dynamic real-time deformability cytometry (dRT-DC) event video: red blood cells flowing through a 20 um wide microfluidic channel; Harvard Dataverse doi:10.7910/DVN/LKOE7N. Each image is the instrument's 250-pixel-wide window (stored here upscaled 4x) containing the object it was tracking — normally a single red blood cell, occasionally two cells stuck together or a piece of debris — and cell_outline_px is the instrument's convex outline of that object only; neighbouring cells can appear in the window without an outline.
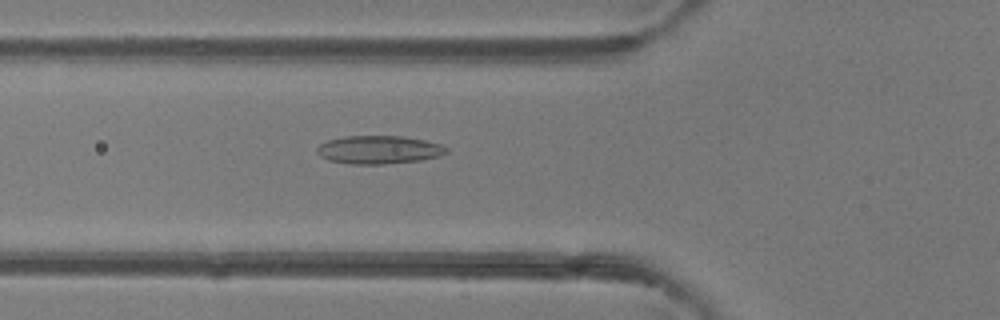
{"species": "common noctule bat (a hibernating species)", "species_latin": "Nyctalus noctula", "temperature_condition": "room temperature", "stored_images_in_passage": 50, "camera_frame_rate_fps": 3000, "um_per_image_px": 0.085, "animal": {"sex": "female"}, "frame": {"image": 1, "passage_image": 18, "time_ms": 5.667, "image_size_px": [1000, 320], "cell_outline_px": [[448, 152], [440, 156], [420, 160], [384, 164], [348, 164], [328, 160], [320, 156], [316, 152], [316, 148], [320, 144], [328, 140], [344, 136], [404, 136], [424, 140], [440, 144], [448, 148]], "centroid_in_image_um": [32.19, 12.73], "position_along_channel_um": 93.6, "area_um2": 21.39}}
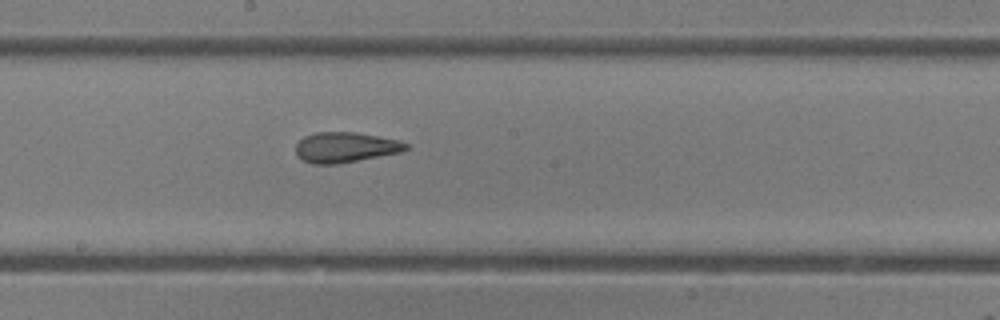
{"frame": {"image": 2, "passage_image": 27, "time_ms": 8.667, "image_size_px": [1000, 320], "cell_outline_px": [[408, 148], [400, 152], [336, 164], [312, 164], [300, 160], [296, 156], [296, 144], [304, 136], [316, 132], [356, 132], [400, 140], [408, 144]], "centroid_in_image_um": [29.31, 12.52], "position_along_channel_um": 218.9, "area_um2": 19.48}}
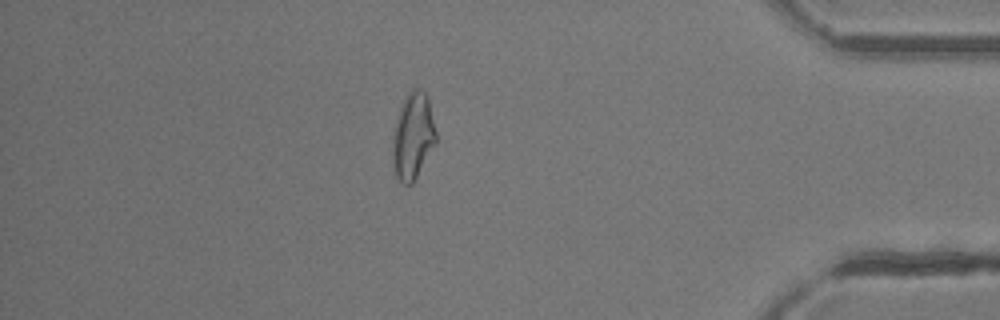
{"frame": {"image": 3, "passage_image": 43, "time_ms": 14.0, "image_size_px": [1000, 320], "cell_outline_px": [[436, 144], [412, 184], [400, 184], [396, 176], [392, 164], [392, 136], [396, 116], [408, 92], [412, 88], [420, 88], [428, 96], [436, 132]], "centroid_in_image_um": [35.08, 11.58], "position_along_channel_um": 400.1, "area_um2": 22.25}, "authors_computed_cell_mechanics": {"area_um2": 21.3571, "velocity_mm_per_s": 4.1555, "shape_relaxation_time_tau1_ms": 11.0028, "shape_relaxation_time_tau2_ms": 2.2186, "deformation_change_tau1": 0.2393, "deformation_change_tau2": 0.1053}}